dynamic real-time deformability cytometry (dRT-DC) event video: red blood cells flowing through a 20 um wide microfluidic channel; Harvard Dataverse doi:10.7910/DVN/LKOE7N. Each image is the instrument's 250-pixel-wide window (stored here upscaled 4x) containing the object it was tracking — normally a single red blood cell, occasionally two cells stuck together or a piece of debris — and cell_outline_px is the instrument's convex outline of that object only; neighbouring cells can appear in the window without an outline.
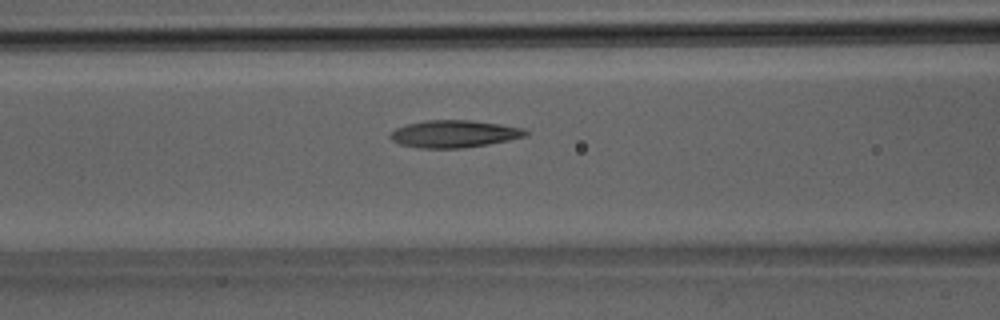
{"species": "Egyptian fruit bat (a non-hibernating species)", "species_latin": "Rousettus aegyptiacus", "temperature_condition": "room temperature", "stored_images_in_passage": 25, "camera_frame_rate_fps": 3000, "um_per_image_px": 0.085, "animal": {"sex": "male"}, "frame": {"image": 1, "passage_image": 4, "time_ms": 1.0, "image_size_px": [1000, 320], "cell_outline_px": [[528, 136], [488, 144], [460, 148], [420, 148], [400, 144], [392, 140], [388, 136], [396, 128], [408, 124], [424, 120], [472, 120], [500, 124], [524, 128], [528, 132]], "centroid_in_image_um": [38.61, 11.37], "position_along_channel_um": 128.0, "area_um2": 21.5}}
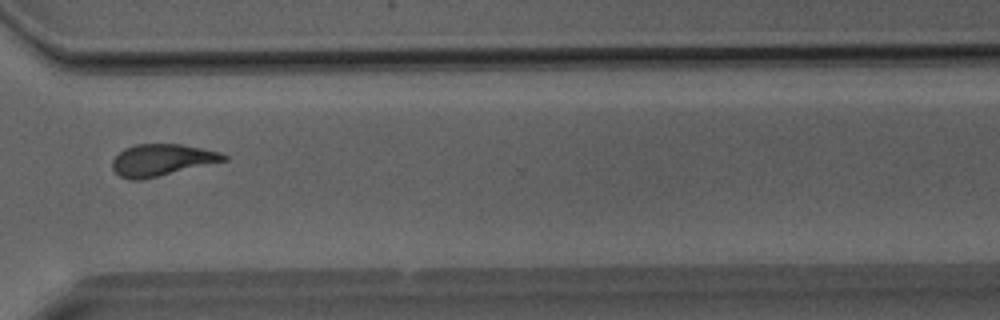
{"frame": {"image": 2, "passage_image": 17, "time_ms": 5.333, "image_size_px": [1000, 320], "cell_outline_px": [[228, 160], [140, 180], [128, 180], [120, 176], [112, 168], [112, 160], [124, 148], [136, 144], [180, 144], [220, 152], [228, 156]], "centroid_in_image_um": [13.74, 13.6], "position_along_channel_um": 356.9, "area_um2": 20.46}}
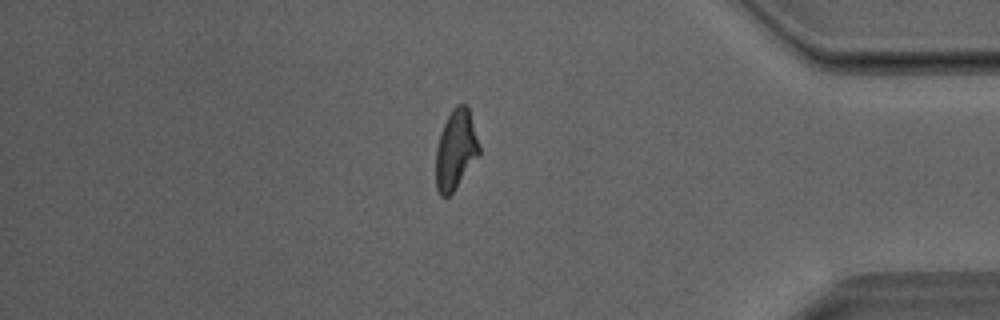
{"frame": {"image": 3, "passage_image": 21, "time_ms": 6.667, "image_size_px": [1000, 320], "cell_outline_px": [[480, 156], [452, 192], [448, 196], [440, 196], [436, 188], [436, 148], [444, 124], [452, 108], [456, 104], [468, 104], [480, 148]], "centroid_in_image_um": [38.75, 12.71], "position_along_channel_um": 396.4, "area_um2": 20.11}}